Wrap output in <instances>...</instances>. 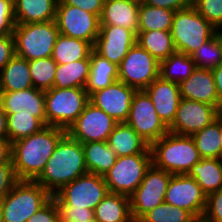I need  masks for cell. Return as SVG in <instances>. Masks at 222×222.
Instances as JSON below:
<instances>
[{"label": "cell", "mask_w": 222, "mask_h": 222, "mask_svg": "<svg viewBox=\"0 0 222 222\" xmlns=\"http://www.w3.org/2000/svg\"><path fill=\"white\" fill-rule=\"evenodd\" d=\"M220 148H221V159H222V114L220 115Z\"/></svg>", "instance_id": "f5cc1de1"}, {"label": "cell", "mask_w": 222, "mask_h": 222, "mask_svg": "<svg viewBox=\"0 0 222 222\" xmlns=\"http://www.w3.org/2000/svg\"><path fill=\"white\" fill-rule=\"evenodd\" d=\"M12 159L8 163L0 164V202L18 182Z\"/></svg>", "instance_id": "7bdbcfd3"}, {"label": "cell", "mask_w": 222, "mask_h": 222, "mask_svg": "<svg viewBox=\"0 0 222 222\" xmlns=\"http://www.w3.org/2000/svg\"><path fill=\"white\" fill-rule=\"evenodd\" d=\"M12 143L8 138H0V164L8 163L11 160Z\"/></svg>", "instance_id": "681fc988"}, {"label": "cell", "mask_w": 222, "mask_h": 222, "mask_svg": "<svg viewBox=\"0 0 222 222\" xmlns=\"http://www.w3.org/2000/svg\"><path fill=\"white\" fill-rule=\"evenodd\" d=\"M214 76L216 91L219 101L222 103V63L211 70Z\"/></svg>", "instance_id": "f907efd6"}, {"label": "cell", "mask_w": 222, "mask_h": 222, "mask_svg": "<svg viewBox=\"0 0 222 222\" xmlns=\"http://www.w3.org/2000/svg\"><path fill=\"white\" fill-rule=\"evenodd\" d=\"M94 218L98 222H134L129 197L108 192L97 204Z\"/></svg>", "instance_id": "d4e9b609"}, {"label": "cell", "mask_w": 222, "mask_h": 222, "mask_svg": "<svg viewBox=\"0 0 222 222\" xmlns=\"http://www.w3.org/2000/svg\"><path fill=\"white\" fill-rule=\"evenodd\" d=\"M1 91H21L32 88L29 61L15 55L0 71Z\"/></svg>", "instance_id": "484cf974"}, {"label": "cell", "mask_w": 222, "mask_h": 222, "mask_svg": "<svg viewBox=\"0 0 222 222\" xmlns=\"http://www.w3.org/2000/svg\"><path fill=\"white\" fill-rule=\"evenodd\" d=\"M60 222H83L94 217V210L87 208H75L72 206H57Z\"/></svg>", "instance_id": "ee69618b"}, {"label": "cell", "mask_w": 222, "mask_h": 222, "mask_svg": "<svg viewBox=\"0 0 222 222\" xmlns=\"http://www.w3.org/2000/svg\"><path fill=\"white\" fill-rule=\"evenodd\" d=\"M136 89L121 81H115L104 89L93 92L89 102L102 109L118 123H125Z\"/></svg>", "instance_id": "ac0fdd59"}, {"label": "cell", "mask_w": 222, "mask_h": 222, "mask_svg": "<svg viewBox=\"0 0 222 222\" xmlns=\"http://www.w3.org/2000/svg\"><path fill=\"white\" fill-rule=\"evenodd\" d=\"M83 150L88 173L104 176L115 164V150L107 141L83 143Z\"/></svg>", "instance_id": "f1b7e54d"}, {"label": "cell", "mask_w": 222, "mask_h": 222, "mask_svg": "<svg viewBox=\"0 0 222 222\" xmlns=\"http://www.w3.org/2000/svg\"><path fill=\"white\" fill-rule=\"evenodd\" d=\"M172 175L156 168L153 164L146 170L140 185L129 196L134 222H138L146 213L164 203L165 193Z\"/></svg>", "instance_id": "30bf717a"}, {"label": "cell", "mask_w": 222, "mask_h": 222, "mask_svg": "<svg viewBox=\"0 0 222 222\" xmlns=\"http://www.w3.org/2000/svg\"><path fill=\"white\" fill-rule=\"evenodd\" d=\"M145 4L177 11L192 6V0H146Z\"/></svg>", "instance_id": "c3c4849f"}, {"label": "cell", "mask_w": 222, "mask_h": 222, "mask_svg": "<svg viewBox=\"0 0 222 222\" xmlns=\"http://www.w3.org/2000/svg\"><path fill=\"white\" fill-rule=\"evenodd\" d=\"M222 112L215 106L181 98L169 132L192 136L211 124Z\"/></svg>", "instance_id": "2e32d148"}, {"label": "cell", "mask_w": 222, "mask_h": 222, "mask_svg": "<svg viewBox=\"0 0 222 222\" xmlns=\"http://www.w3.org/2000/svg\"><path fill=\"white\" fill-rule=\"evenodd\" d=\"M152 164L170 174H188L201 160L192 136L168 132L150 145Z\"/></svg>", "instance_id": "3957f363"}, {"label": "cell", "mask_w": 222, "mask_h": 222, "mask_svg": "<svg viewBox=\"0 0 222 222\" xmlns=\"http://www.w3.org/2000/svg\"><path fill=\"white\" fill-rule=\"evenodd\" d=\"M196 69L193 59L182 52H174L160 61L159 77L177 84L185 81Z\"/></svg>", "instance_id": "d6a6232c"}, {"label": "cell", "mask_w": 222, "mask_h": 222, "mask_svg": "<svg viewBox=\"0 0 222 222\" xmlns=\"http://www.w3.org/2000/svg\"><path fill=\"white\" fill-rule=\"evenodd\" d=\"M57 2L58 0H16L14 2L16 24L55 20Z\"/></svg>", "instance_id": "cb8c5ba5"}, {"label": "cell", "mask_w": 222, "mask_h": 222, "mask_svg": "<svg viewBox=\"0 0 222 222\" xmlns=\"http://www.w3.org/2000/svg\"><path fill=\"white\" fill-rule=\"evenodd\" d=\"M151 145L165 136L169 129L159 118L153 102L144 90H136L131 101L129 116L125 122Z\"/></svg>", "instance_id": "7c38bea8"}, {"label": "cell", "mask_w": 222, "mask_h": 222, "mask_svg": "<svg viewBox=\"0 0 222 222\" xmlns=\"http://www.w3.org/2000/svg\"><path fill=\"white\" fill-rule=\"evenodd\" d=\"M83 222H98V221L93 217V218H91V219H89L87 221H83Z\"/></svg>", "instance_id": "11a10c76"}, {"label": "cell", "mask_w": 222, "mask_h": 222, "mask_svg": "<svg viewBox=\"0 0 222 222\" xmlns=\"http://www.w3.org/2000/svg\"><path fill=\"white\" fill-rule=\"evenodd\" d=\"M55 21L60 34L84 40L92 46L99 35V16L79 7L63 4L60 0L56 6Z\"/></svg>", "instance_id": "4fadbf2b"}, {"label": "cell", "mask_w": 222, "mask_h": 222, "mask_svg": "<svg viewBox=\"0 0 222 222\" xmlns=\"http://www.w3.org/2000/svg\"><path fill=\"white\" fill-rule=\"evenodd\" d=\"M59 34L55 20L16 24L13 31L15 53L28 61L51 57Z\"/></svg>", "instance_id": "52a82bcc"}, {"label": "cell", "mask_w": 222, "mask_h": 222, "mask_svg": "<svg viewBox=\"0 0 222 222\" xmlns=\"http://www.w3.org/2000/svg\"><path fill=\"white\" fill-rule=\"evenodd\" d=\"M137 43L158 61H162L176 52L170 31H138Z\"/></svg>", "instance_id": "1f68e13d"}, {"label": "cell", "mask_w": 222, "mask_h": 222, "mask_svg": "<svg viewBox=\"0 0 222 222\" xmlns=\"http://www.w3.org/2000/svg\"><path fill=\"white\" fill-rule=\"evenodd\" d=\"M33 87L43 91L53 88L57 63L52 57L29 61Z\"/></svg>", "instance_id": "74e56055"}, {"label": "cell", "mask_w": 222, "mask_h": 222, "mask_svg": "<svg viewBox=\"0 0 222 222\" xmlns=\"http://www.w3.org/2000/svg\"><path fill=\"white\" fill-rule=\"evenodd\" d=\"M192 6L217 30H222V0H192Z\"/></svg>", "instance_id": "ab89813d"}, {"label": "cell", "mask_w": 222, "mask_h": 222, "mask_svg": "<svg viewBox=\"0 0 222 222\" xmlns=\"http://www.w3.org/2000/svg\"><path fill=\"white\" fill-rule=\"evenodd\" d=\"M188 175L196 180L206 195L216 192L222 189V159L201 158Z\"/></svg>", "instance_id": "83f0119b"}, {"label": "cell", "mask_w": 222, "mask_h": 222, "mask_svg": "<svg viewBox=\"0 0 222 222\" xmlns=\"http://www.w3.org/2000/svg\"><path fill=\"white\" fill-rule=\"evenodd\" d=\"M16 55L13 34L0 37V71Z\"/></svg>", "instance_id": "bcb514c9"}, {"label": "cell", "mask_w": 222, "mask_h": 222, "mask_svg": "<svg viewBox=\"0 0 222 222\" xmlns=\"http://www.w3.org/2000/svg\"><path fill=\"white\" fill-rule=\"evenodd\" d=\"M109 147L116 156H129L139 153H151L150 145L126 123H118L108 137Z\"/></svg>", "instance_id": "603a6c76"}, {"label": "cell", "mask_w": 222, "mask_h": 222, "mask_svg": "<svg viewBox=\"0 0 222 222\" xmlns=\"http://www.w3.org/2000/svg\"><path fill=\"white\" fill-rule=\"evenodd\" d=\"M179 88L181 98L207 103L222 112V103L219 101L211 70L196 68L185 81L179 84Z\"/></svg>", "instance_id": "44dd1931"}, {"label": "cell", "mask_w": 222, "mask_h": 222, "mask_svg": "<svg viewBox=\"0 0 222 222\" xmlns=\"http://www.w3.org/2000/svg\"><path fill=\"white\" fill-rule=\"evenodd\" d=\"M118 81V66L97 54L90 53V73L85 87L90 96L93 92L104 89Z\"/></svg>", "instance_id": "4316f807"}, {"label": "cell", "mask_w": 222, "mask_h": 222, "mask_svg": "<svg viewBox=\"0 0 222 222\" xmlns=\"http://www.w3.org/2000/svg\"><path fill=\"white\" fill-rule=\"evenodd\" d=\"M196 68L212 70L222 63L221 30L190 54Z\"/></svg>", "instance_id": "8d00e7d4"}, {"label": "cell", "mask_w": 222, "mask_h": 222, "mask_svg": "<svg viewBox=\"0 0 222 222\" xmlns=\"http://www.w3.org/2000/svg\"><path fill=\"white\" fill-rule=\"evenodd\" d=\"M90 73V56L67 64H57L53 87L85 88Z\"/></svg>", "instance_id": "f546056e"}, {"label": "cell", "mask_w": 222, "mask_h": 222, "mask_svg": "<svg viewBox=\"0 0 222 222\" xmlns=\"http://www.w3.org/2000/svg\"><path fill=\"white\" fill-rule=\"evenodd\" d=\"M15 25L14 2L0 0V37L13 34Z\"/></svg>", "instance_id": "b9f144b4"}, {"label": "cell", "mask_w": 222, "mask_h": 222, "mask_svg": "<svg viewBox=\"0 0 222 222\" xmlns=\"http://www.w3.org/2000/svg\"><path fill=\"white\" fill-rule=\"evenodd\" d=\"M175 11L167 8L139 6L138 31H170Z\"/></svg>", "instance_id": "836d02e7"}, {"label": "cell", "mask_w": 222, "mask_h": 222, "mask_svg": "<svg viewBox=\"0 0 222 222\" xmlns=\"http://www.w3.org/2000/svg\"><path fill=\"white\" fill-rule=\"evenodd\" d=\"M170 32L176 51L190 56L218 30L190 6L175 11Z\"/></svg>", "instance_id": "277c9868"}, {"label": "cell", "mask_w": 222, "mask_h": 222, "mask_svg": "<svg viewBox=\"0 0 222 222\" xmlns=\"http://www.w3.org/2000/svg\"><path fill=\"white\" fill-rule=\"evenodd\" d=\"M201 222H222V189L207 195Z\"/></svg>", "instance_id": "60d3db41"}, {"label": "cell", "mask_w": 222, "mask_h": 222, "mask_svg": "<svg viewBox=\"0 0 222 222\" xmlns=\"http://www.w3.org/2000/svg\"><path fill=\"white\" fill-rule=\"evenodd\" d=\"M89 103L85 88H56L45 91L46 126L65 129L76 121Z\"/></svg>", "instance_id": "5b68a950"}, {"label": "cell", "mask_w": 222, "mask_h": 222, "mask_svg": "<svg viewBox=\"0 0 222 222\" xmlns=\"http://www.w3.org/2000/svg\"><path fill=\"white\" fill-rule=\"evenodd\" d=\"M27 222H60L59 210L55 199L52 197Z\"/></svg>", "instance_id": "f6af8a7d"}, {"label": "cell", "mask_w": 222, "mask_h": 222, "mask_svg": "<svg viewBox=\"0 0 222 222\" xmlns=\"http://www.w3.org/2000/svg\"><path fill=\"white\" fill-rule=\"evenodd\" d=\"M52 195L40 184L19 180L0 202L3 222H27Z\"/></svg>", "instance_id": "8992f818"}, {"label": "cell", "mask_w": 222, "mask_h": 222, "mask_svg": "<svg viewBox=\"0 0 222 222\" xmlns=\"http://www.w3.org/2000/svg\"><path fill=\"white\" fill-rule=\"evenodd\" d=\"M46 125L37 117L14 113L7 114V133L11 143L41 131Z\"/></svg>", "instance_id": "d590c367"}, {"label": "cell", "mask_w": 222, "mask_h": 222, "mask_svg": "<svg viewBox=\"0 0 222 222\" xmlns=\"http://www.w3.org/2000/svg\"><path fill=\"white\" fill-rule=\"evenodd\" d=\"M66 134L65 129L45 126L41 131L13 142L11 159L17 179L34 181Z\"/></svg>", "instance_id": "6da1fadb"}, {"label": "cell", "mask_w": 222, "mask_h": 222, "mask_svg": "<svg viewBox=\"0 0 222 222\" xmlns=\"http://www.w3.org/2000/svg\"><path fill=\"white\" fill-rule=\"evenodd\" d=\"M88 173L83 144L66 134L48 159L42 173L34 180L52 196L66 184Z\"/></svg>", "instance_id": "7a4b0ae2"}, {"label": "cell", "mask_w": 222, "mask_h": 222, "mask_svg": "<svg viewBox=\"0 0 222 222\" xmlns=\"http://www.w3.org/2000/svg\"><path fill=\"white\" fill-rule=\"evenodd\" d=\"M144 91L153 102L159 118L169 127L175 119L181 100L179 84L158 77Z\"/></svg>", "instance_id": "ffe728a7"}, {"label": "cell", "mask_w": 222, "mask_h": 222, "mask_svg": "<svg viewBox=\"0 0 222 222\" xmlns=\"http://www.w3.org/2000/svg\"><path fill=\"white\" fill-rule=\"evenodd\" d=\"M109 190L103 176L86 173L66 184L52 197L57 206H72L95 210Z\"/></svg>", "instance_id": "9c48e42d"}, {"label": "cell", "mask_w": 222, "mask_h": 222, "mask_svg": "<svg viewBox=\"0 0 222 222\" xmlns=\"http://www.w3.org/2000/svg\"><path fill=\"white\" fill-rule=\"evenodd\" d=\"M0 106L6 114H24L39 118L46 125L45 91L34 87L21 91H1Z\"/></svg>", "instance_id": "d6986e66"}, {"label": "cell", "mask_w": 222, "mask_h": 222, "mask_svg": "<svg viewBox=\"0 0 222 222\" xmlns=\"http://www.w3.org/2000/svg\"><path fill=\"white\" fill-rule=\"evenodd\" d=\"M117 124L118 122L106 112L89 102L66 132L71 138L82 144L107 141Z\"/></svg>", "instance_id": "9a60e30c"}, {"label": "cell", "mask_w": 222, "mask_h": 222, "mask_svg": "<svg viewBox=\"0 0 222 222\" xmlns=\"http://www.w3.org/2000/svg\"><path fill=\"white\" fill-rule=\"evenodd\" d=\"M129 2L135 3L137 5H143L144 3H146V0H128Z\"/></svg>", "instance_id": "db71d44e"}, {"label": "cell", "mask_w": 222, "mask_h": 222, "mask_svg": "<svg viewBox=\"0 0 222 222\" xmlns=\"http://www.w3.org/2000/svg\"><path fill=\"white\" fill-rule=\"evenodd\" d=\"M0 222H3L1 204H0Z\"/></svg>", "instance_id": "9f6ffc18"}, {"label": "cell", "mask_w": 222, "mask_h": 222, "mask_svg": "<svg viewBox=\"0 0 222 222\" xmlns=\"http://www.w3.org/2000/svg\"><path fill=\"white\" fill-rule=\"evenodd\" d=\"M159 69L160 61L136 43L118 66V81L144 90L159 77Z\"/></svg>", "instance_id": "8fae6325"}, {"label": "cell", "mask_w": 222, "mask_h": 222, "mask_svg": "<svg viewBox=\"0 0 222 222\" xmlns=\"http://www.w3.org/2000/svg\"><path fill=\"white\" fill-rule=\"evenodd\" d=\"M206 199L207 195L193 177L188 174H174L168 183L164 202L185 209L197 220H201Z\"/></svg>", "instance_id": "5bb4252c"}, {"label": "cell", "mask_w": 222, "mask_h": 222, "mask_svg": "<svg viewBox=\"0 0 222 222\" xmlns=\"http://www.w3.org/2000/svg\"><path fill=\"white\" fill-rule=\"evenodd\" d=\"M201 158L221 159L220 116L192 135Z\"/></svg>", "instance_id": "e575fe53"}, {"label": "cell", "mask_w": 222, "mask_h": 222, "mask_svg": "<svg viewBox=\"0 0 222 222\" xmlns=\"http://www.w3.org/2000/svg\"><path fill=\"white\" fill-rule=\"evenodd\" d=\"M0 138H8L7 133V114L0 106Z\"/></svg>", "instance_id": "816d5d0a"}, {"label": "cell", "mask_w": 222, "mask_h": 222, "mask_svg": "<svg viewBox=\"0 0 222 222\" xmlns=\"http://www.w3.org/2000/svg\"><path fill=\"white\" fill-rule=\"evenodd\" d=\"M63 4L72 5L100 17L105 0H60Z\"/></svg>", "instance_id": "7dc6e473"}, {"label": "cell", "mask_w": 222, "mask_h": 222, "mask_svg": "<svg viewBox=\"0 0 222 222\" xmlns=\"http://www.w3.org/2000/svg\"><path fill=\"white\" fill-rule=\"evenodd\" d=\"M92 50L93 46L89 42L59 34L51 57L57 64H67L87 59Z\"/></svg>", "instance_id": "4dcf8cb0"}, {"label": "cell", "mask_w": 222, "mask_h": 222, "mask_svg": "<svg viewBox=\"0 0 222 222\" xmlns=\"http://www.w3.org/2000/svg\"><path fill=\"white\" fill-rule=\"evenodd\" d=\"M136 43L137 35L131 30L121 26L100 25L93 50L109 62L119 66L130 48Z\"/></svg>", "instance_id": "e0dca14e"}, {"label": "cell", "mask_w": 222, "mask_h": 222, "mask_svg": "<svg viewBox=\"0 0 222 222\" xmlns=\"http://www.w3.org/2000/svg\"><path fill=\"white\" fill-rule=\"evenodd\" d=\"M187 210L162 203L146 213L138 222H196Z\"/></svg>", "instance_id": "f35d334b"}, {"label": "cell", "mask_w": 222, "mask_h": 222, "mask_svg": "<svg viewBox=\"0 0 222 222\" xmlns=\"http://www.w3.org/2000/svg\"><path fill=\"white\" fill-rule=\"evenodd\" d=\"M151 164V153L117 157L115 164L103 176L109 192L129 197L140 185Z\"/></svg>", "instance_id": "ba28073f"}, {"label": "cell", "mask_w": 222, "mask_h": 222, "mask_svg": "<svg viewBox=\"0 0 222 222\" xmlns=\"http://www.w3.org/2000/svg\"><path fill=\"white\" fill-rule=\"evenodd\" d=\"M139 5L128 0H105L100 25H114L138 34Z\"/></svg>", "instance_id": "7402d4cb"}]
</instances>
